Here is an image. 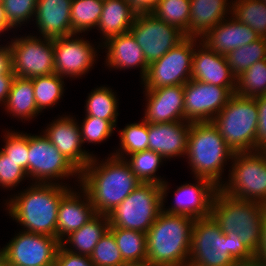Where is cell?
<instances>
[{
  "instance_id": "91938a15",
  "label": "cell",
  "mask_w": 266,
  "mask_h": 266,
  "mask_svg": "<svg viewBox=\"0 0 266 266\" xmlns=\"http://www.w3.org/2000/svg\"><path fill=\"white\" fill-rule=\"evenodd\" d=\"M7 266H17V265H14V264H12L10 262H7Z\"/></svg>"
},
{
  "instance_id": "60d3db41",
  "label": "cell",
  "mask_w": 266,
  "mask_h": 266,
  "mask_svg": "<svg viewBox=\"0 0 266 266\" xmlns=\"http://www.w3.org/2000/svg\"><path fill=\"white\" fill-rule=\"evenodd\" d=\"M38 0H2L5 17L14 28L34 21Z\"/></svg>"
},
{
  "instance_id": "9c48e42d",
  "label": "cell",
  "mask_w": 266,
  "mask_h": 266,
  "mask_svg": "<svg viewBox=\"0 0 266 266\" xmlns=\"http://www.w3.org/2000/svg\"><path fill=\"white\" fill-rule=\"evenodd\" d=\"M28 151V179L32 180V183L69 186L60 180L75 176L76 182L80 184V171L60 153L44 133L28 134Z\"/></svg>"
},
{
  "instance_id": "7402d4cb",
  "label": "cell",
  "mask_w": 266,
  "mask_h": 266,
  "mask_svg": "<svg viewBox=\"0 0 266 266\" xmlns=\"http://www.w3.org/2000/svg\"><path fill=\"white\" fill-rule=\"evenodd\" d=\"M100 47L101 49L105 48V66L107 68H112V70L114 68L115 70L140 68L141 80L144 78L148 63L144 57L142 48L138 45L130 31L112 36L104 43L100 42L97 48L100 49Z\"/></svg>"
},
{
  "instance_id": "f5cc1de1",
  "label": "cell",
  "mask_w": 266,
  "mask_h": 266,
  "mask_svg": "<svg viewBox=\"0 0 266 266\" xmlns=\"http://www.w3.org/2000/svg\"><path fill=\"white\" fill-rule=\"evenodd\" d=\"M14 29L5 17V12L2 4L0 5V36L5 34L4 32H8L9 30Z\"/></svg>"
},
{
  "instance_id": "d590c367",
  "label": "cell",
  "mask_w": 266,
  "mask_h": 266,
  "mask_svg": "<svg viewBox=\"0 0 266 266\" xmlns=\"http://www.w3.org/2000/svg\"><path fill=\"white\" fill-rule=\"evenodd\" d=\"M231 15L266 38V4L262 0H232Z\"/></svg>"
},
{
  "instance_id": "8992f818",
  "label": "cell",
  "mask_w": 266,
  "mask_h": 266,
  "mask_svg": "<svg viewBox=\"0 0 266 266\" xmlns=\"http://www.w3.org/2000/svg\"><path fill=\"white\" fill-rule=\"evenodd\" d=\"M258 119L255 98L234 93L212 123L234 153L252 152L257 151Z\"/></svg>"
},
{
  "instance_id": "4316f807",
  "label": "cell",
  "mask_w": 266,
  "mask_h": 266,
  "mask_svg": "<svg viewBox=\"0 0 266 266\" xmlns=\"http://www.w3.org/2000/svg\"><path fill=\"white\" fill-rule=\"evenodd\" d=\"M138 11L127 0H104L97 30L102 43L112 36L130 31Z\"/></svg>"
},
{
  "instance_id": "b9f144b4",
  "label": "cell",
  "mask_w": 266,
  "mask_h": 266,
  "mask_svg": "<svg viewBox=\"0 0 266 266\" xmlns=\"http://www.w3.org/2000/svg\"><path fill=\"white\" fill-rule=\"evenodd\" d=\"M5 143L1 149L9 158L17 162L28 175V134L8 130L3 136Z\"/></svg>"
},
{
  "instance_id": "7bdbcfd3",
  "label": "cell",
  "mask_w": 266,
  "mask_h": 266,
  "mask_svg": "<svg viewBox=\"0 0 266 266\" xmlns=\"http://www.w3.org/2000/svg\"><path fill=\"white\" fill-rule=\"evenodd\" d=\"M82 121L79 127L83 144L102 143L114 133L115 127L108 120L85 116Z\"/></svg>"
},
{
  "instance_id": "680465c9",
  "label": "cell",
  "mask_w": 266,
  "mask_h": 266,
  "mask_svg": "<svg viewBox=\"0 0 266 266\" xmlns=\"http://www.w3.org/2000/svg\"><path fill=\"white\" fill-rule=\"evenodd\" d=\"M182 266H198V265H196V264H194V263H192V262H190V261H187L184 265H182Z\"/></svg>"
},
{
  "instance_id": "ab89813d",
  "label": "cell",
  "mask_w": 266,
  "mask_h": 266,
  "mask_svg": "<svg viewBox=\"0 0 266 266\" xmlns=\"http://www.w3.org/2000/svg\"><path fill=\"white\" fill-rule=\"evenodd\" d=\"M91 262L95 266H126L117 247L113 234L107 232L100 238L90 255Z\"/></svg>"
},
{
  "instance_id": "83f0119b",
  "label": "cell",
  "mask_w": 266,
  "mask_h": 266,
  "mask_svg": "<svg viewBox=\"0 0 266 266\" xmlns=\"http://www.w3.org/2000/svg\"><path fill=\"white\" fill-rule=\"evenodd\" d=\"M108 229V216L96 214L80 229L66 236L60 242V245L71 253L90 256L100 238Z\"/></svg>"
},
{
  "instance_id": "f6af8a7d",
  "label": "cell",
  "mask_w": 266,
  "mask_h": 266,
  "mask_svg": "<svg viewBox=\"0 0 266 266\" xmlns=\"http://www.w3.org/2000/svg\"><path fill=\"white\" fill-rule=\"evenodd\" d=\"M229 240V255L237 262H245L255 258V254L241 241L238 234H226Z\"/></svg>"
},
{
  "instance_id": "681fc988",
  "label": "cell",
  "mask_w": 266,
  "mask_h": 266,
  "mask_svg": "<svg viewBox=\"0 0 266 266\" xmlns=\"http://www.w3.org/2000/svg\"><path fill=\"white\" fill-rule=\"evenodd\" d=\"M15 76H0V104L4 105Z\"/></svg>"
},
{
  "instance_id": "7a4b0ae2",
  "label": "cell",
  "mask_w": 266,
  "mask_h": 266,
  "mask_svg": "<svg viewBox=\"0 0 266 266\" xmlns=\"http://www.w3.org/2000/svg\"><path fill=\"white\" fill-rule=\"evenodd\" d=\"M71 186L53 183H32L6 200L10 218L23 231L57 238V216L61 198Z\"/></svg>"
},
{
  "instance_id": "30bf717a",
  "label": "cell",
  "mask_w": 266,
  "mask_h": 266,
  "mask_svg": "<svg viewBox=\"0 0 266 266\" xmlns=\"http://www.w3.org/2000/svg\"><path fill=\"white\" fill-rule=\"evenodd\" d=\"M200 42L201 39L186 37L160 59L148 64L147 72L141 80L143 89L187 83L191 79L193 52Z\"/></svg>"
},
{
  "instance_id": "ba28073f",
  "label": "cell",
  "mask_w": 266,
  "mask_h": 266,
  "mask_svg": "<svg viewBox=\"0 0 266 266\" xmlns=\"http://www.w3.org/2000/svg\"><path fill=\"white\" fill-rule=\"evenodd\" d=\"M228 179L219 190L227 196L266 205V160L258 151L235 152Z\"/></svg>"
},
{
  "instance_id": "1f68e13d",
  "label": "cell",
  "mask_w": 266,
  "mask_h": 266,
  "mask_svg": "<svg viewBox=\"0 0 266 266\" xmlns=\"http://www.w3.org/2000/svg\"><path fill=\"white\" fill-rule=\"evenodd\" d=\"M104 0H72L70 24L73 34L96 29Z\"/></svg>"
},
{
  "instance_id": "603a6c76",
  "label": "cell",
  "mask_w": 266,
  "mask_h": 266,
  "mask_svg": "<svg viewBox=\"0 0 266 266\" xmlns=\"http://www.w3.org/2000/svg\"><path fill=\"white\" fill-rule=\"evenodd\" d=\"M191 123L181 120L148 124V149L159 153L165 161L175 157H185Z\"/></svg>"
},
{
  "instance_id": "52a82bcc",
  "label": "cell",
  "mask_w": 266,
  "mask_h": 266,
  "mask_svg": "<svg viewBox=\"0 0 266 266\" xmlns=\"http://www.w3.org/2000/svg\"><path fill=\"white\" fill-rule=\"evenodd\" d=\"M163 210L161 185L142 183L107 216L109 228L146 233Z\"/></svg>"
},
{
  "instance_id": "6da1fadb",
  "label": "cell",
  "mask_w": 266,
  "mask_h": 266,
  "mask_svg": "<svg viewBox=\"0 0 266 266\" xmlns=\"http://www.w3.org/2000/svg\"><path fill=\"white\" fill-rule=\"evenodd\" d=\"M140 184L128 162L112 154L102 161L94 156L80 172V186L96 214L108 215Z\"/></svg>"
},
{
  "instance_id": "44dd1931",
  "label": "cell",
  "mask_w": 266,
  "mask_h": 266,
  "mask_svg": "<svg viewBox=\"0 0 266 266\" xmlns=\"http://www.w3.org/2000/svg\"><path fill=\"white\" fill-rule=\"evenodd\" d=\"M77 186V189H81L80 192L76 191V187L75 191L71 187L60 201L57 216V239L60 242L96 215L89 195L80 185Z\"/></svg>"
},
{
  "instance_id": "d4e9b609",
  "label": "cell",
  "mask_w": 266,
  "mask_h": 266,
  "mask_svg": "<svg viewBox=\"0 0 266 266\" xmlns=\"http://www.w3.org/2000/svg\"><path fill=\"white\" fill-rule=\"evenodd\" d=\"M72 0H38L35 24L40 37L49 39L73 35L70 17Z\"/></svg>"
},
{
  "instance_id": "ee69618b",
  "label": "cell",
  "mask_w": 266,
  "mask_h": 266,
  "mask_svg": "<svg viewBox=\"0 0 266 266\" xmlns=\"http://www.w3.org/2000/svg\"><path fill=\"white\" fill-rule=\"evenodd\" d=\"M25 178H28L26 171L0 149V186L13 190Z\"/></svg>"
},
{
  "instance_id": "bcb514c9",
  "label": "cell",
  "mask_w": 266,
  "mask_h": 266,
  "mask_svg": "<svg viewBox=\"0 0 266 266\" xmlns=\"http://www.w3.org/2000/svg\"><path fill=\"white\" fill-rule=\"evenodd\" d=\"M55 266H95L90 256L74 254L59 246L56 257Z\"/></svg>"
},
{
  "instance_id": "f546056e",
  "label": "cell",
  "mask_w": 266,
  "mask_h": 266,
  "mask_svg": "<svg viewBox=\"0 0 266 266\" xmlns=\"http://www.w3.org/2000/svg\"><path fill=\"white\" fill-rule=\"evenodd\" d=\"M108 230L113 234L127 265L147 262L146 233L122 228H109Z\"/></svg>"
},
{
  "instance_id": "2e32d148",
  "label": "cell",
  "mask_w": 266,
  "mask_h": 266,
  "mask_svg": "<svg viewBox=\"0 0 266 266\" xmlns=\"http://www.w3.org/2000/svg\"><path fill=\"white\" fill-rule=\"evenodd\" d=\"M79 34L53 39L55 73L63 78H79L96 63L98 49Z\"/></svg>"
},
{
  "instance_id": "4fadbf2b",
  "label": "cell",
  "mask_w": 266,
  "mask_h": 266,
  "mask_svg": "<svg viewBox=\"0 0 266 266\" xmlns=\"http://www.w3.org/2000/svg\"><path fill=\"white\" fill-rule=\"evenodd\" d=\"M130 32L142 48L148 64L160 59L186 38L178 28L157 19L151 12H138Z\"/></svg>"
},
{
  "instance_id": "4dcf8cb0",
  "label": "cell",
  "mask_w": 266,
  "mask_h": 266,
  "mask_svg": "<svg viewBox=\"0 0 266 266\" xmlns=\"http://www.w3.org/2000/svg\"><path fill=\"white\" fill-rule=\"evenodd\" d=\"M116 93L107 86L94 88L86 99L85 116H93L108 120L114 127H117L118 98Z\"/></svg>"
},
{
  "instance_id": "ac0fdd59",
  "label": "cell",
  "mask_w": 266,
  "mask_h": 266,
  "mask_svg": "<svg viewBox=\"0 0 266 266\" xmlns=\"http://www.w3.org/2000/svg\"><path fill=\"white\" fill-rule=\"evenodd\" d=\"M42 132L80 172L95 156L82 148L80 127L74 116L67 114L57 117Z\"/></svg>"
},
{
  "instance_id": "836d02e7",
  "label": "cell",
  "mask_w": 266,
  "mask_h": 266,
  "mask_svg": "<svg viewBox=\"0 0 266 266\" xmlns=\"http://www.w3.org/2000/svg\"><path fill=\"white\" fill-rule=\"evenodd\" d=\"M125 160L128 162L133 174L142 183L162 185L166 181L163 178L161 179V176L156 175V171L165 161L159 153L148 149L132 153Z\"/></svg>"
},
{
  "instance_id": "c3c4849f",
  "label": "cell",
  "mask_w": 266,
  "mask_h": 266,
  "mask_svg": "<svg viewBox=\"0 0 266 266\" xmlns=\"http://www.w3.org/2000/svg\"><path fill=\"white\" fill-rule=\"evenodd\" d=\"M7 44L0 45V76H15L12 72L11 49Z\"/></svg>"
},
{
  "instance_id": "d6a6232c",
  "label": "cell",
  "mask_w": 266,
  "mask_h": 266,
  "mask_svg": "<svg viewBox=\"0 0 266 266\" xmlns=\"http://www.w3.org/2000/svg\"><path fill=\"white\" fill-rule=\"evenodd\" d=\"M190 8V0H159L150 12L189 37Z\"/></svg>"
},
{
  "instance_id": "5b68a950",
  "label": "cell",
  "mask_w": 266,
  "mask_h": 266,
  "mask_svg": "<svg viewBox=\"0 0 266 266\" xmlns=\"http://www.w3.org/2000/svg\"><path fill=\"white\" fill-rule=\"evenodd\" d=\"M266 205L237 200L221 190L214 194L210 215L224 234L234 232L254 254L257 253L262 235Z\"/></svg>"
},
{
  "instance_id": "484cf974",
  "label": "cell",
  "mask_w": 266,
  "mask_h": 266,
  "mask_svg": "<svg viewBox=\"0 0 266 266\" xmlns=\"http://www.w3.org/2000/svg\"><path fill=\"white\" fill-rule=\"evenodd\" d=\"M189 37L202 39L232 12L230 0H190Z\"/></svg>"
},
{
  "instance_id": "8fae6325",
  "label": "cell",
  "mask_w": 266,
  "mask_h": 266,
  "mask_svg": "<svg viewBox=\"0 0 266 266\" xmlns=\"http://www.w3.org/2000/svg\"><path fill=\"white\" fill-rule=\"evenodd\" d=\"M189 261L198 266H236L229 255V240L209 215L194 220Z\"/></svg>"
},
{
  "instance_id": "6f0895ef",
  "label": "cell",
  "mask_w": 266,
  "mask_h": 266,
  "mask_svg": "<svg viewBox=\"0 0 266 266\" xmlns=\"http://www.w3.org/2000/svg\"><path fill=\"white\" fill-rule=\"evenodd\" d=\"M126 266H153V265L149 264L148 262H145V263H138V264H129Z\"/></svg>"
},
{
  "instance_id": "816d5d0a",
  "label": "cell",
  "mask_w": 266,
  "mask_h": 266,
  "mask_svg": "<svg viewBox=\"0 0 266 266\" xmlns=\"http://www.w3.org/2000/svg\"><path fill=\"white\" fill-rule=\"evenodd\" d=\"M138 12H150L159 0H127Z\"/></svg>"
},
{
  "instance_id": "5bb4252c",
  "label": "cell",
  "mask_w": 266,
  "mask_h": 266,
  "mask_svg": "<svg viewBox=\"0 0 266 266\" xmlns=\"http://www.w3.org/2000/svg\"><path fill=\"white\" fill-rule=\"evenodd\" d=\"M59 246L56 237L21 230L0 249V254L17 266H55Z\"/></svg>"
},
{
  "instance_id": "7c38bea8",
  "label": "cell",
  "mask_w": 266,
  "mask_h": 266,
  "mask_svg": "<svg viewBox=\"0 0 266 266\" xmlns=\"http://www.w3.org/2000/svg\"><path fill=\"white\" fill-rule=\"evenodd\" d=\"M8 42L15 76L31 79L55 73L53 39L28 34Z\"/></svg>"
},
{
  "instance_id": "f907efd6",
  "label": "cell",
  "mask_w": 266,
  "mask_h": 266,
  "mask_svg": "<svg viewBox=\"0 0 266 266\" xmlns=\"http://www.w3.org/2000/svg\"><path fill=\"white\" fill-rule=\"evenodd\" d=\"M255 258L266 263V210H265V216H264L263 224H262L261 242H260L259 249L257 253L255 254Z\"/></svg>"
},
{
  "instance_id": "8d00e7d4",
  "label": "cell",
  "mask_w": 266,
  "mask_h": 266,
  "mask_svg": "<svg viewBox=\"0 0 266 266\" xmlns=\"http://www.w3.org/2000/svg\"><path fill=\"white\" fill-rule=\"evenodd\" d=\"M226 58L232 73L238 77L254 63L266 59V38L260 37L255 42L236 48Z\"/></svg>"
},
{
  "instance_id": "e575fe53",
  "label": "cell",
  "mask_w": 266,
  "mask_h": 266,
  "mask_svg": "<svg viewBox=\"0 0 266 266\" xmlns=\"http://www.w3.org/2000/svg\"><path fill=\"white\" fill-rule=\"evenodd\" d=\"M36 106L40 112L55 106L64 95V79L56 73L31 78Z\"/></svg>"
},
{
  "instance_id": "cb8c5ba5",
  "label": "cell",
  "mask_w": 266,
  "mask_h": 266,
  "mask_svg": "<svg viewBox=\"0 0 266 266\" xmlns=\"http://www.w3.org/2000/svg\"><path fill=\"white\" fill-rule=\"evenodd\" d=\"M260 37L248 25L228 16L210 29L201 39L210 50L227 55L230 51L255 42Z\"/></svg>"
},
{
  "instance_id": "f1b7e54d",
  "label": "cell",
  "mask_w": 266,
  "mask_h": 266,
  "mask_svg": "<svg viewBox=\"0 0 266 266\" xmlns=\"http://www.w3.org/2000/svg\"><path fill=\"white\" fill-rule=\"evenodd\" d=\"M4 107L7 113L21 121L41 114L36 106L32 79L15 76Z\"/></svg>"
},
{
  "instance_id": "ffe728a7",
  "label": "cell",
  "mask_w": 266,
  "mask_h": 266,
  "mask_svg": "<svg viewBox=\"0 0 266 266\" xmlns=\"http://www.w3.org/2000/svg\"><path fill=\"white\" fill-rule=\"evenodd\" d=\"M191 79L222 87H236V76L232 73L226 55L210 50L200 42L192 57Z\"/></svg>"
},
{
  "instance_id": "3957f363",
  "label": "cell",
  "mask_w": 266,
  "mask_h": 266,
  "mask_svg": "<svg viewBox=\"0 0 266 266\" xmlns=\"http://www.w3.org/2000/svg\"><path fill=\"white\" fill-rule=\"evenodd\" d=\"M194 220L162 210L146 232L147 262L153 266H182L189 261Z\"/></svg>"
},
{
  "instance_id": "d6986e66",
  "label": "cell",
  "mask_w": 266,
  "mask_h": 266,
  "mask_svg": "<svg viewBox=\"0 0 266 266\" xmlns=\"http://www.w3.org/2000/svg\"><path fill=\"white\" fill-rule=\"evenodd\" d=\"M143 90L147 102L143 120L148 124L184 120V85Z\"/></svg>"
},
{
  "instance_id": "7dc6e473",
  "label": "cell",
  "mask_w": 266,
  "mask_h": 266,
  "mask_svg": "<svg viewBox=\"0 0 266 266\" xmlns=\"http://www.w3.org/2000/svg\"><path fill=\"white\" fill-rule=\"evenodd\" d=\"M259 119L257 127V151L266 142V95L255 97Z\"/></svg>"
},
{
  "instance_id": "277c9868",
  "label": "cell",
  "mask_w": 266,
  "mask_h": 266,
  "mask_svg": "<svg viewBox=\"0 0 266 266\" xmlns=\"http://www.w3.org/2000/svg\"><path fill=\"white\" fill-rule=\"evenodd\" d=\"M233 155L234 152L212 122L191 123L185 158L194 178L208 179L220 188L224 167L232 161Z\"/></svg>"
},
{
  "instance_id": "9f6ffc18",
  "label": "cell",
  "mask_w": 266,
  "mask_h": 266,
  "mask_svg": "<svg viewBox=\"0 0 266 266\" xmlns=\"http://www.w3.org/2000/svg\"><path fill=\"white\" fill-rule=\"evenodd\" d=\"M0 266H7V260L0 254Z\"/></svg>"
},
{
  "instance_id": "74e56055",
  "label": "cell",
  "mask_w": 266,
  "mask_h": 266,
  "mask_svg": "<svg viewBox=\"0 0 266 266\" xmlns=\"http://www.w3.org/2000/svg\"><path fill=\"white\" fill-rule=\"evenodd\" d=\"M140 121L127 124L118 131L120 148L111 153L112 155L125 159L132 153L148 150V123L143 119Z\"/></svg>"
},
{
  "instance_id": "f35d334b",
  "label": "cell",
  "mask_w": 266,
  "mask_h": 266,
  "mask_svg": "<svg viewBox=\"0 0 266 266\" xmlns=\"http://www.w3.org/2000/svg\"><path fill=\"white\" fill-rule=\"evenodd\" d=\"M234 93L250 98L266 95V59L254 63L236 77Z\"/></svg>"
},
{
  "instance_id": "9a60e30c",
  "label": "cell",
  "mask_w": 266,
  "mask_h": 266,
  "mask_svg": "<svg viewBox=\"0 0 266 266\" xmlns=\"http://www.w3.org/2000/svg\"><path fill=\"white\" fill-rule=\"evenodd\" d=\"M235 89L190 79L184 84V121L212 122Z\"/></svg>"
},
{
  "instance_id": "db71d44e",
  "label": "cell",
  "mask_w": 266,
  "mask_h": 266,
  "mask_svg": "<svg viewBox=\"0 0 266 266\" xmlns=\"http://www.w3.org/2000/svg\"><path fill=\"white\" fill-rule=\"evenodd\" d=\"M236 266H266V263L254 258L245 262L237 263Z\"/></svg>"
},
{
  "instance_id": "11a10c76",
  "label": "cell",
  "mask_w": 266,
  "mask_h": 266,
  "mask_svg": "<svg viewBox=\"0 0 266 266\" xmlns=\"http://www.w3.org/2000/svg\"><path fill=\"white\" fill-rule=\"evenodd\" d=\"M258 152L264 157V159L266 160V142L263 143L259 149Z\"/></svg>"
},
{
  "instance_id": "e0dca14e",
  "label": "cell",
  "mask_w": 266,
  "mask_h": 266,
  "mask_svg": "<svg viewBox=\"0 0 266 266\" xmlns=\"http://www.w3.org/2000/svg\"><path fill=\"white\" fill-rule=\"evenodd\" d=\"M196 183H185L176 187L174 192L173 206L165 208L167 191L170 184L165 181L162 187L163 210L173 214H183L194 219L207 217L210 215L212 199L215 192L219 189L210 180L195 177Z\"/></svg>"
}]
</instances>
